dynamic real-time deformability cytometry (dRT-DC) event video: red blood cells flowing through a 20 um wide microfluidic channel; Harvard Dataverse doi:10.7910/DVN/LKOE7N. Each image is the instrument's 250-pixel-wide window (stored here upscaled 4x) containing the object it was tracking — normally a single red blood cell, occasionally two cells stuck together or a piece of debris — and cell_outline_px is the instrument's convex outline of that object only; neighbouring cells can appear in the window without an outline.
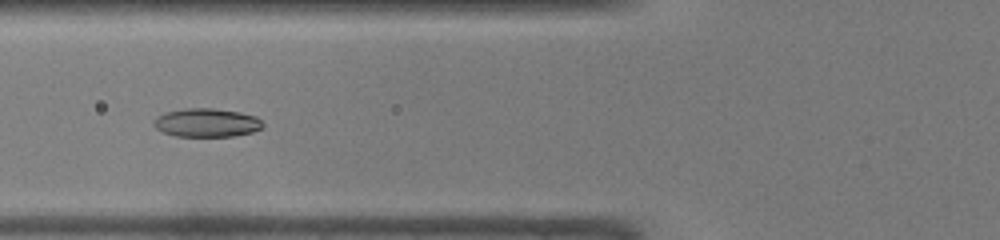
{"species": "common noctule bat (a hibernating species)", "species_latin": "Nyctalus noctula", "temperature_condition": "warm", "stored_images_in_passage": 33, "camera_frame_rate_fps": 3000, "um_per_image_px": 0.085, "animal": {"sex": "male", "body_mass_g": 19.0, "forearm_length_mm": 50.8}, "frame": {"image": 1, "passage_image": 4, "time_ms": 1.0, "image_size_px": [1000, 240], "cell_outline_px": [[264, 128], [252, 132], [236, 136], [176, 136], [164, 132], [156, 128], [152, 124], [156, 116], [164, 112], [188, 108], [212, 108], [240, 112], [256, 116], [264, 124]], "centroid_in_image_um": [17.58, 10.42], "position_along_channel_um": 108.2, "area_um2": 18.26}}
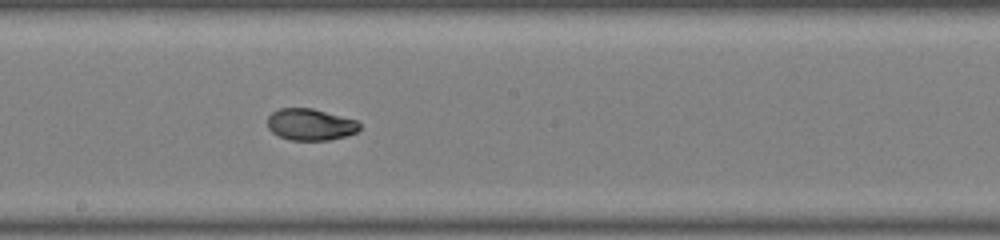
{"frame": {"image": 2, "passage_image": 12, "time_ms": 3.667, "image_size_px": [1000, 240], "cell_outline_px": [[360, 128], [356, 132], [344, 136], [328, 140], [288, 140], [272, 132], [268, 128], [268, 116], [272, 112], [280, 108], [312, 108], [356, 120], [360, 124]], "centroid_in_image_um": [26.36, 10.58], "position_along_channel_um": 221.8, "area_um2": 16.88}}
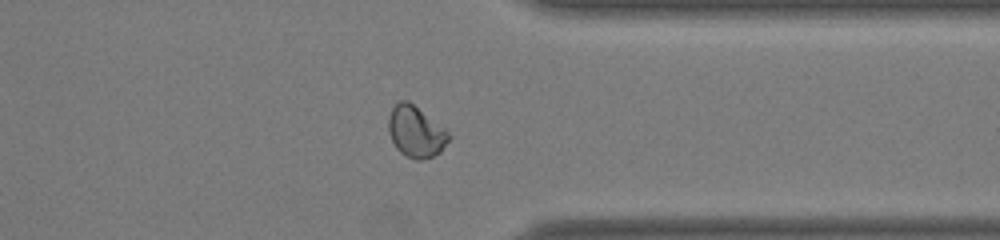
{"frame": {"image": 3, "passage_image": 23, "time_ms": 7.333, "image_size_px": [1000, 240], "cell_outline_px": [[452, 136], [440, 152], [432, 156], [420, 160], [416, 160], [400, 152], [396, 148], [388, 132], [388, 116], [392, 108], [400, 100], [408, 100], [444, 128]], "centroid_in_image_um": [35.33, 11.19], "position_along_channel_um": 376.1, "area_um2": 17.86}, "authors_computed_cell_mechanics": {"area_um2": 17.6868, "velocity_mm_per_s": 4.2717, "shape_relaxation_time_tau1_ms": 6.258, "shape_relaxation_time_tau2_ms": 1.223, "deformation_change_tau1": 0.1926, "deformation_change_tau2": 0.0409}}